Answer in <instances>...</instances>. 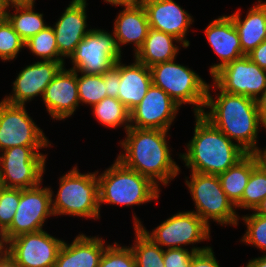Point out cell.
Listing matches in <instances>:
<instances>
[{
    "label": "cell",
    "mask_w": 266,
    "mask_h": 267,
    "mask_svg": "<svg viewBox=\"0 0 266 267\" xmlns=\"http://www.w3.org/2000/svg\"><path fill=\"white\" fill-rule=\"evenodd\" d=\"M174 61L150 67L153 85L167 93L179 107L192 104L194 115L202 114L209 84L195 71Z\"/></svg>",
    "instance_id": "cell-6"
},
{
    "label": "cell",
    "mask_w": 266,
    "mask_h": 267,
    "mask_svg": "<svg viewBox=\"0 0 266 267\" xmlns=\"http://www.w3.org/2000/svg\"><path fill=\"white\" fill-rule=\"evenodd\" d=\"M130 65H125L120 59V88L118 100L130 112L140 104L151 87V70L136 59Z\"/></svg>",
    "instance_id": "cell-23"
},
{
    "label": "cell",
    "mask_w": 266,
    "mask_h": 267,
    "mask_svg": "<svg viewBox=\"0 0 266 267\" xmlns=\"http://www.w3.org/2000/svg\"><path fill=\"white\" fill-rule=\"evenodd\" d=\"M113 25L112 33L120 52H122L121 45L133 43L136 54L150 30L147 13L142 3L124 6V9L116 16Z\"/></svg>",
    "instance_id": "cell-22"
},
{
    "label": "cell",
    "mask_w": 266,
    "mask_h": 267,
    "mask_svg": "<svg viewBox=\"0 0 266 267\" xmlns=\"http://www.w3.org/2000/svg\"><path fill=\"white\" fill-rule=\"evenodd\" d=\"M262 126L266 128V91L256 100Z\"/></svg>",
    "instance_id": "cell-42"
},
{
    "label": "cell",
    "mask_w": 266,
    "mask_h": 267,
    "mask_svg": "<svg viewBox=\"0 0 266 267\" xmlns=\"http://www.w3.org/2000/svg\"><path fill=\"white\" fill-rule=\"evenodd\" d=\"M51 188L20 189V201L10 227L6 230L9 240L26 233L43 230L46 218L54 216Z\"/></svg>",
    "instance_id": "cell-12"
},
{
    "label": "cell",
    "mask_w": 266,
    "mask_h": 267,
    "mask_svg": "<svg viewBox=\"0 0 266 267\" xmlns=\"http://www.w3.org/2000/svg\"><path fill=\"white\" fill-rule=\"evenodd\" d=\"M257 165L256 156L247 153L234 166L218 175L223 191L234 206L241 201L251 172Z\"/></svg>",
    "instance_id": "cell-26"
},
{
    "label": "cell",
    "mask_w": 266,
    "mask_h": 267,
    "mask_svg": "<svg viewBox=\"0 0 266 267\" xmlns=\"http://www.w3.org/2000/svg\"><path fill=\"white\" fill-rule=\"evenodd\" d=\"M263 149V150H262ZM257 148L253 154L256 156L258 164L266 170V148Z\"/></svg>",
    "instance_id": "cell-44"
},
{
    "label": "cell",
    "mask_w": 266,
    "mask_h": 267,
    "mask_svg": "<svg viewBox=\"0 0 266 267\" xmlns=\"http://www.w3.org/2000/svg\"><path fill=\"white\" fill-rule=\"evenodd\" d=\"M179 109L167 93L152 84L140 104L130 111V127L169 131Z\"/></svg>",
    "instance_id": "cell-15"
},
{
    "label": "cell",
    "mask_w": 266,
    "mask_h": 267,
    "mask_svg": "<svg viewBox=\"0 0 266 267\" xmlns=\"http://www.w3.org/2000/svg\"><path fill=\"white\" fill-rule=\"evenodd\" d=\"M10 240L7 232L0 226V258L9 254Z\"/></svg>",
    "instance_id": "cell-41"
},
{
    "label": "cell",
    "mask_w": 266,
    "mask_h": 267,
    "mask_svg": "<svg viewBox=\"0 0 266 267\" xmlns=\"http://www.w3.org/2000/svg\"><path fill=\"white\" fill-rule=\"evenodd\" d=\"M26 47L42 60L59 61L65 65L64 59L59 55L55 33L51 25L27 40L25 42Z\"/></svg>",
    "instance_id": "cell-30"
},
{
    "label": "cell",
    "mask_w": 266,
    "mask_h": 267,
    "mask_svg": "<svg viewBox=\"0 0 266 267\" xmlns=\"http://www.w3.org/2000/svg\"><path fill=\"white\" fill-rule=\"evenodd\" d=\"M190 267H220L212 248L196 252L191 260Z\"/></svg>",
    "instance_id": "cell-39"
},
{
    "label": "cell",
    "mask_w": 266,
    "mask_h": 267,
    "mask_svg": "<svg viewBox=\"0 0 266 267\" xmlns=\"http://www.w3.org/2000/svg\"><path fill=\"white\" fill-rule=\"evenodd\" d=\"M190 181L187 179L192 199L195 202V212L208 226L209 220L220 225H238L239 216L236 207L226 196L221 187L218 175L191 172Z\"/></svg>",
    "instance_id": "cell-7"
},
{
    "label": "cell",
    "mask_w": 266,
    "mask_h": 267,
    "mask_svg": "<svg viewBox=\"0 0 266 267\" xmlns=\"http://www.w3.org/2000/svg\"><path fill=\"white\" fill-rule=\"evenodd\" d=\"M205 35L209 45L220 58V63L210 66L211 76L226 64L246 56L242 52L239 35L229 16H220L213 20L206 27Z\"/></svg>",
    "instance_id": "cell-20"
},
{
    "label": "cell",
    "mask_w": 266,
    "mask_h": 267,
    "mask_svg": "<svg viewBox=\"0 0 266 267\" xmlns=\"http://www.w3.org/2000/svg\"><path fill=\"white\" fill-rule=\"evenodd\" d=\"M0 9H7V7L3 6L0 1Z\"/></svg>",
    "instance_id": "cell-50"
},
{
    "label": "cell",
    "mask_w": 266,
    "mask_h": 267,
    "mask_svg": "<svg viewBox=\"0 0 266 267\" xmlns=\"http://www.w3.org/2000/svg\"><path fill=\"white\" fill-rule=\"evenodd\" d=\"M208 85L205 110L202 116L215 128L223 132L230 140L237 144L247 153H253L257 148V134L262 125L256 100L243 95L230 94L222 91L215 83L216 98L210 94ZM218 95V96H217Z\"/></svg>",
    "instance_id": "cell-2"
},
{
    "label": "cell",
    "mask_w": 266,
    "mask_h": 267,
    "mask_svg": "<svg viewBox=\"0 0 266 267\" xmlns=\"http://www.w3.org/2000/svg\"><path fill=\"white\" fill-rule=\"evenodd\" d=\"M25 106L0 102V152L16 146L51 147Z\"/></svg>",
    "instance_id": "cell-11"
},
{
    "label": "cell",
    "mask_w": 266,
    "mask_h": 267,
    "mask_svg": "<svg viewBox=\"0 0 266 267\" xmlns=\"http://www.w3.org/2000/svg\"><path fill=\"white\" fill-rule=\"evenodd\" d=\"M150 28L170 34L187 48L190 43L186 33L194 22L192 16L174 0H142Z\"/></svg>",
    "instance_id": "cell-17"
},
{
    "label": "cell",
    "mask_w": 266,
    "mask_h": 267,
    "mask_svg": "<svg viewBox=\"0 0 266 267\" xmlns=\"http://www.w3.org/2000/svg\"><path fill=\"white\" fill-rule=\"evenodd\" d=\"M135 244L132 249L136 267H165L164 249L149 238L140 227H134Z\"/></svg>",
    "instance_id": "cell-28"
},
{
    "label": "cell",
    "mask_w": 266,
    "mask_h": 267,
    "mask_svg": "<svg viewBox=\"0 0 266 267\" xmlns=\"http://www.w3.org/2000/svg\"><path fill=\"white\" fill-rule=\"evenodd\" d=\"M63 241L44 230L26 233L10 240L9 254L20 267H55Z\"/></svg>",
    "instance_id": "cell-14"
},
{
    "label": "cell",
    "mask_w": 266,
    "mask_h": 267,
    "mask_svg": "<svg viewBox=\"0 0 266 267\" xmlns=\"http://www.w3.org/2000/svg\"><path fill=\"white\" fill-rule=\"evenodd\" d=\"M222 91L257 100L266 91V70L247 56L234 60L219 69L213 76Z\"/></svg>",
    "instance_id": "cell-13"
},
{
    "label": "cell",
    "mask_w": 266,
    "mask_h": 267,
    "mask_svg": "<svg viewBox=\"0 0 266 267\" xmlns=\"http://www.w3.org/2000/svg\"><path fill=\"white\" fill-rule=\"evenodd\" d=\"M253 212L266 217V197L260 202Z\"/></svg>",
    "instance_id": "cell-48"
},
{
    "label": "cell",
    "mask_w": 266,
    "mask_h": 267,
    "mask_svg": "<svg viewBox=\"0 0 266 267\" xmlns=\"http://www.w3.org/2000/svg\"><path fill=\"white\" fill-rule=\"evenodd\" d=\"M0 267H20L15 259L10 255H6L0 258Z\"/></svg>",
    "instance_id": "cell-47"
},
{
    "label": "cell",
    "mask_w": 266,
    "mask_h": 267,
    "mask_svg": "<svg viewBox=\"0 0 266 267\" xmlns=\"http://www.w3.org/2000/svg\"><path fill=\"white\" fill-rule=\"evenodd\" d=\"M102 75L104 84L106 85L107 97L118 99V88H120V60Z\"/></svg>",
    "instance_id": "cell-38"
},
{
    "label": "cell",
    "mask_w": 266,
    "mask_h": 267,
    "mask_svg": "<svg viewBox=\"0 0 266 267\" xmlns=\"http://www.w3.org/2000/svg\"><path fill=\"white\" fill-rule=\"evenodd\" d=\"M173 42H181L176 37L150 28L141 48L134 54L135 59L148 68L176 58L180 50Z\"/></svg>",
    "instance_id": "cell-25"
},
{
    "label": "cell",
    "mask_w": 266,
    "mask_h": 267,
    "mask_svg": "<svg viewBox=\"0 0 266 267\" xmlns=\"http://www.w3.org/2000/svg\"><path fill=\"white\" fill-rule=\"evenodd\" d=\"M266 197V170L259 164L252 170L244 189L241 201L236 208L255 210Z\"/></svg>",
    "instance_id": "cell-31"
},
{
    "label": "cell",
    "mask_w": 266,
    "mask_h": 267,
    "mask_svg": "<svg viewBox=\"0 0 266 267\" xmlns=\"http://www.w3.org/2000/svg\"><path fill=\"white\" fill-rule=\"evenodd\" d=\"M167 134L166 130L129 127L126 138L120 141L124 153L118 154L117 159L127 168L148 177L158 187V182L166 186L180 171L171 157Z\"/></svg>",
    "instance_id": "cell-1"
},
{
    "label": "cell",
    "mask_w": 266,
    "mask_h": 267,
    "mask_svg": "<svg viewBox=\"0 0 266 267\" xmlns=\"http://www.w3.org/2000/svg\"><path fill=\"white\" fill-rule=\"evenodd\" d=\"M134 227H140L145 234L161 248H184L187 244H196L210 239L208 226L195 212L185 211L172 215L151 233L142 225L135 213Z\"/></svg>",
    "instance_id": "cell-9"
},
{
    "label": "cell",
    "mask_w": 266,
    "mask_h": 267,
    "mask_svg": "<svg viewBox=\"0 0 266 267\" xmlns=\"http://www.w3.org/2000/svg\"><path fill=\"white\" fill-rule=\"evenodd\" d=\"M33 7L34 4L11 6L15 8L13 14L7 10V20L24 42L49 26L44 22L43 14L34 12Z\"/></svg>",
    "instance_id": "cell-27"
},
{
    "label": "cell",
    "mask_w": 266,
    "mask_h": 267,
    "mask_svg": "<svg viewBox=\"0 0 266 267\" xmlns=\"http://www.w3.org/2000/svg\"><path fill=\"white\" fill-rule=\"evenodd\" d=\"M78 170L75 166L60 177L55 200L51 190L53 214L100 219L97 171L82 174Z\"/></svg>",
    "instance_id": "cell-5"
},
{
    "label": "cell",
    "mask_w": 266,
    "mask_h": 267,
    "mask_svg": "<svg viewBox=\"0 0 266 267\" xmlns=\"http://www.w3.org/2000/svg\"><path fill=\"white\" fill-rule=\"evenodd\" d=\"M245 267H266V254L261 257L249 260Z\"/></svg>",
    "instance_id": "cell-46"
},
{
    "label": "cell",
    "mask_w": 266,
    "mask_h": 267,
    "mask_svg": "<svg viewBox=\"0 0 266 267\" xmlns=\"http://www.w3.org/2000/svg\"><path fill=\"white\" fill-rule=\"evenodd\" d=\"M210 246L193 247L188 251L186 248H171L164 250L165 267H190L193 255L209 249Z\"/></svg>",
    "instance_id": "cell-37"
},
{
    "label": "cell",
    "mask_w": 266,
    "mask_h": 267,
    "mask_svg": "<svg viewBox=\"0 0 266 267\" xmlns=\"http://www.w3.org/2000/svg\"><path fill=\"white\" fill-rule=\"evenodd\" d=\"M247 230L241 241L245 244L256 246L261 251H266V217L256 214L242 216Z\"/></svg>",
    "instance_id": "cell-33"
},
{
    "label": "cell",
    "mask_w": 266,
    "mask_h": 267,
    "mask_svg": "<svg viewBox=\"0 0 266 267\" xmlns=\"http://www.w3.org/2000/svg\"><path fill=\"white\" fill-rule=\"evenodd\" d=\"M63 67L59 61L46 60L27 65L13 82L12 95L6 96L3 101L12 105L26 106L25 103L35 96L43 97L45 88Z\"/></svg>",
    "instance_id": "cell-16"
},
{
    "label": "cell",
    "mask_w": 266,
    "mask_h": 267,
    "mask_svg": "<svg viewBox=\"0 0 266 267\" xmlns=\"http://www.w3.org/2000/svg\"><path fill=\"white\" fill-rule=\"evenodd\" d=\"M101 204L141 205L159 198L160 188L148 177L124 166L118 159L98 175Z\"/></svg>",
    "instance_id": "cell-4"
},
{
    "label": "cell",
    "mask_w": 266,
    "mask_h": 267,
    "mask_svg": "<svg viewBox=\"0 0 266 267\" xmlns=\"http://www.w3.org/2000/svg\"><path fill=\"white\" fill-rule=\"evenodd\" d=\"M195 122L187 151L179 155L191 172L219 175L247 154L201 114L195 115Z\"/></svg>",
    "instance_id": "cell-3"
},
{
    "label": "cell",
    "mask_w": 266,
    "mask_h": 267,
    "mask_svg": "<svg viewBox=\"0 0 266 267\" xmlns=\"http://www.w3.org/2000/svg\"><path fill=\"white\" fill-rule=\"evenodd\" d=\"M92 109L95 118L106 127L113 129L124 125L125 130L130 127V112L117 98L105 97Z\"/></svg>",
    "instance_id": "cell-29"
},
{
    "label": "cell",
    "mask_w": 266,
    "mask_h": 267,
    "mask_svg": "<svg viewBox=\"0 0 266 267\" xmlns=\"http://www.w3.org/2000/svg\"><path fill=\"white\" fill-rule=\"evenodd\" d=\"M98 267H136V260L129 246H121L116 242L106 246Z\"/></svg>",
    "instance_id": "cell-35"
},
{
    "label": "cell",
    "mask_w": 266,
    "mask_h": 267,
    "mask_svg": "<svg viewBox=\"0 0 266 267\" xmlns=\"http://www.w3.org/2000/svg\"><path fill=\"white\" fill-rule=\"evenodd\" d=\"M105 242L99 237L79 234L71 244L63 241L55 267H98L105 250Z\"/></svg>",
    "instance_id": "cell-21"
},
{
    "label": "cell",
    "mask_w": 266,
    "mask_h": 267,
    "mask_svg": "<svg viewBox=\"0 0 266 267\" xmlns=\"http://www.w3.org/2000/svg\"><path fill=\"white\" fill-rule=\"evenodd\" d=\"M78 76L79 74L77 72L80 103L88 104L92 107L107 97L106 85L104 84L102 74L81 73V76Z\"/></svg>",
    "instance_id": "cell-32"
},
{
    "label": "cell",
    "mask_w": 266,
    "mask_h": 267,
    "mask_svg": "<svg viewBox=\"0 0 266 267\" xmlns=\"http://www.w3.org/2000/svg\"><path fill=\"white\" fill-rule=\"evenodd\" d=\"M114 6H134L140 4L142 0H104Z\"/></svg>",
    "instance_id": "cell-45"
},
{
    "label": "cell",
    "mask_w": 266,
    "mask_h": 267,
    "mask_svg": "<svg viewBox=\"0 0 266 267\" xmlns=\"http://www.w3.org/2000/svg\"><path fill=\"white\" fill-rule=\"evenodd\" d=\"M45 147L16 146L0 153V186L27 189L42 183L46 156Z\"/></svg>",
    "instance_id": "cell-8"
},
{
    "label": "cell",
    "mask_w": 266,
    "mask_h": 267,
    "mask_svg": "<svg viewBox=\"0 0 266 267\" xmlns=\"http://www.w3.org/2000/svg\"><path fill=\"white\" fill-rule=\"evenodd\" d=\"M1 4L9 10L10 6L14 5H31L35 3V0H0Z\"/></svg>",
    "instance_id": "cell-43"
},
{
    "label": "cell",
    "mask_w": 266,
    "mask_h": 267,
    "mask_svg": "<svg viewBox=\"0 0 266 267\" xmlns=\"http://www.w3.org/2000/svg\"><path fill=\"white\" fill-rule=\"evenodd\" d=\"M252 62L260 68L266 70V40L260 43L255 49L246 55Z\"/></svg>",
    "instance_id": "cell-40"
},
{
    "label": "cell",
    "mask_w": 266,
    "mask_h": 267,
    "mask_svg": "<svg viewBox=\"0 0 266 267\" xmlns=\"http://www.w3.org/2000/svg\"><path fill=\"white\" fill-rule=\"evenodd\" d=\"M23 48H25V42L6 19L0 25V59L2 61L14 60Z\"/></svg>",
    "instance_id": "cell-34"
},
{
    "label": "cell",
    "mask_w": 266,
    "mask_h": 267,
    "mask_svg": "<svg viewBox=\"0 0 266 267\" xmlns=\"http://www.w3.org/2000/svg\"><path fill=\"white\" fill-rule=\"evenodd\" d=\"M7 19V9H0V25Z\"/></svg>",
    "instance_id": "cell-49"
},
{
    "label": "cell",
    "mask_w": 266,
    "mask_h": 267,
    "mask_svg": "<svg viewBox=\"0 0 266 267\" xmlns=\"http://www.w3.org/2000/svg\"><path fill=\"white\" fill-rule=\"evenodd\" d=\"M106 30L92 29L77 44L70 56V70L84 74H103L121 59L114 35Z\"/></svg>",
    "instance_id": "cell-10"
},
{
    "label": "cell",
    "mask_w": 266,
    "mask_h": 267,
    "mask_svg": "<svg viewBox=\"0 0 266 267\" xmlns=\"http://www.w3.org/2000/svg\"><path fill=\"white\" fill-rule=\"evenodd\" d=\"M251 7L245 19H241L240 10L228 15L239 35L242 52L247 55L266 40V2Z\"/></svg>",
    "instance_id": "cell-24"
},
{
    "label": "cell",
    "mask_w": 266,
    "mask_h": 267,
    "mask_svg": "<svg viewBox=\"0 0 266 267\" xmlns=\"http://www.w3.org/2000/svg\"><path fill=\"white\" fill-rule=\"evenodd\" d=\"M20 201V189L0 186V226L7 230Z\"/></svg>",
    "instance_id": "cell-36"
},
{
    "label": "cell",
    "mask_w": 266,
    "mask_h": 267,
    "mask_svg": "<svg viewBox=\"0 0 266 267\" xmlns=\"http://www.w3.org/2000/svg\"><path fill=\"white\" fill-rule=\"evenodd\" d=\"M42 100L53 120L69 118L80 103L77 72L64 66L45 88Z\"/></svg>",
    "instance_id": "cell-18"
},
{
    "label": "cell",
    "mask_w": 266,
    "mask_h": 267,
    "mask_svg": "<svg viewBox=\"0 0 266 267\" xmlns=\"http://www.w3.org/2000/svg\"><path fill=\"white\" fill-rule=\"evenodd\" d=\"M87 0H72L52 26L62 58H70L77 44L91 31L87 28Z\"/></svg>",
    "instance_id": "cell-19"
}]
</instances>
